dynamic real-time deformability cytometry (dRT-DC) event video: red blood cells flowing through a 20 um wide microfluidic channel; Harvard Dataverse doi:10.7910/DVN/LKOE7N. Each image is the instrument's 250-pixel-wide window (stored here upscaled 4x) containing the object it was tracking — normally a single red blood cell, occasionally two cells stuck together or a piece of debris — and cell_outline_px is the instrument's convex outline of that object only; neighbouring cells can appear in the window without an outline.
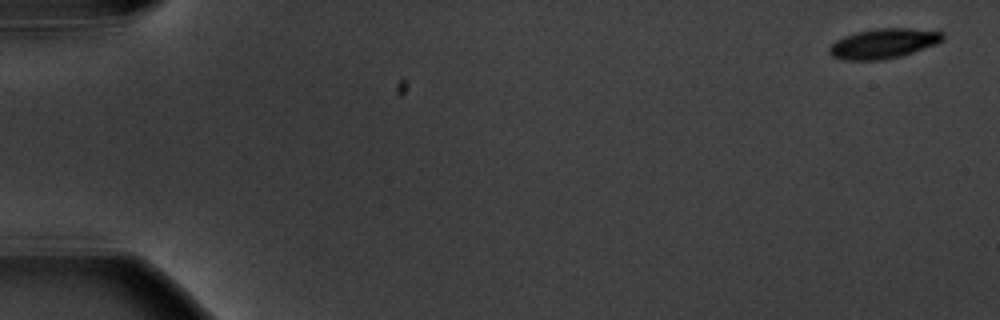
{"species": "common noctule bat (a hibernating species)", "species_latin": "Nyctalus noctula", "temperature_condition": "warm", "stored_images_in_passage": 6, "camera_frame_rate_fps": 3000, "um_per_image_px": 0.085, "animal": {"sex": "male", "body_mass_g": 20.1, "forearm_length_mm": 53.5}, "frame": {"image": 1, "passage_image": 1, "time_ms": 0.0, "image_size_px": [1000, 320], "cell_outline_px": [[944, 40], [936, 44], [900, 56], [880, 60], [844, 60], [832, 56], [828, 52], [828, 48], [836, 40], [844, 36], [856, 32], [880, 28], [908, 28], [944, 32]], "centroid_in_image_um": [75.08, 3.7], "position_along_channel_um": 9.9, "area_um2": 19.65}}
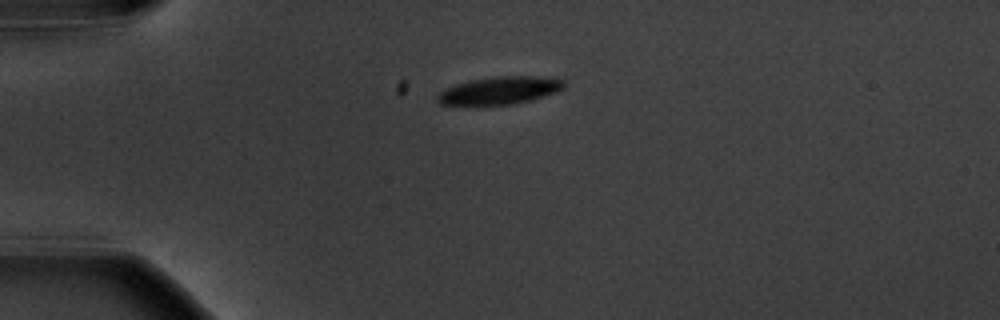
{"frame": {"image": 2, "passage_image": 4, "time_ms": 4.333, "image_size_px": [1000, 320], "cell_outline_px": [[564, 88], [528, 100], [512, 104], [440, 104], [436, 100], [436, 96], [444, 88], [456, 84], [472, 80], [496, 76], [536, 76], [564, 80]], "centroid_in_image_um": [42.41, 7.67], "position_along_channel_um": 42.6, "area_um2": 19.77}}